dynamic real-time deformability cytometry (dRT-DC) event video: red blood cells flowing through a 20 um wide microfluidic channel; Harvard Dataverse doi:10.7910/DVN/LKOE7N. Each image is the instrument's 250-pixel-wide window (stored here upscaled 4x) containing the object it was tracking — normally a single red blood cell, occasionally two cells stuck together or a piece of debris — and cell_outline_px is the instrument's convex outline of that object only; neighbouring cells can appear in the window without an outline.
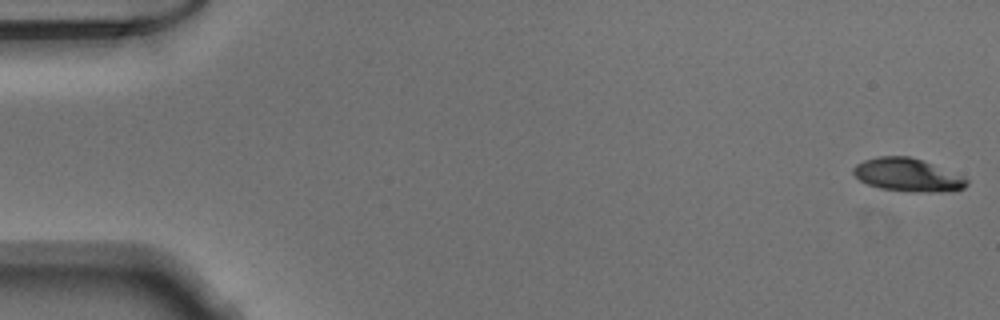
{"species": "Egyptian fruit bat (a non-hibernating species)", "species_latin": "Rousettus aegyptiacus", "temperature_condition": "warm", "stored_images_in_passage": 51, "camera_frame_rate_fps": 3000, "um_per_image_px": 0.085, "animal": {"sex": "male"}, "frame": {"image": 1, "passage_image": 1, "time_ms": 0.0, "image_size_px": [1000, 320], "cell_outline_px": [[968, 184], [964, 188], [952, 192], [920, 192], [880, 188], [868, 184], [860, 180], [852, 172], [852, 168], [856, 164], [864, 160], [880, 156], [908, 156], [920, 160], [964, 176], [968, 180]], "centroid_in_image_um": [77.17, 14.88], "position_along_channel_um": 7.8, "area_um2": 21.73}}
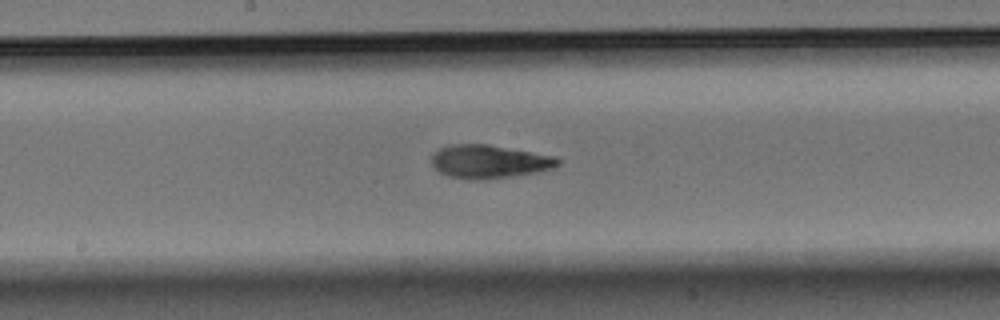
{"frame": {"image": 2, "passage_image": 27, "time_ms": 8.667, "image_size_px": [1000, 320], "cell_outline_px": [[560, 164], [552, 168], [536, 172], [512, 176], [484, 180], [472, 180], [448, 176], [440, 172], [432, 164], [432, 156], [440, 148], [452, 144], [488, 144], [556, 156], [560, 160]], "centroid_in_image_um": [41.6, 13.73], "position_along_channel_um": 206.6, "area_um2": 24.51}}
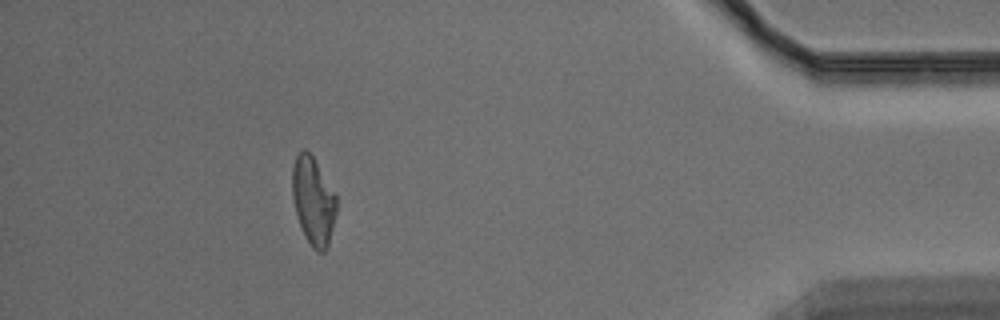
{"frame": {"image": 3, "passage_image": 46, "time_ms": 15.0, "image_size_px": [1000, 320], "cell_outline_px": [[336, 212], [328, 244], [324, 252], [316, 252], [312, 248], [300, 224], [296, 212], [292, 196], [292, 168], [296, 156], [300, 148], [304, 148], [312, 156], [336, 196]], "centroid_in_image_um": [26.61, 17.06], "position_along_channel_um": 408.6, "area_um2": 22.14}}